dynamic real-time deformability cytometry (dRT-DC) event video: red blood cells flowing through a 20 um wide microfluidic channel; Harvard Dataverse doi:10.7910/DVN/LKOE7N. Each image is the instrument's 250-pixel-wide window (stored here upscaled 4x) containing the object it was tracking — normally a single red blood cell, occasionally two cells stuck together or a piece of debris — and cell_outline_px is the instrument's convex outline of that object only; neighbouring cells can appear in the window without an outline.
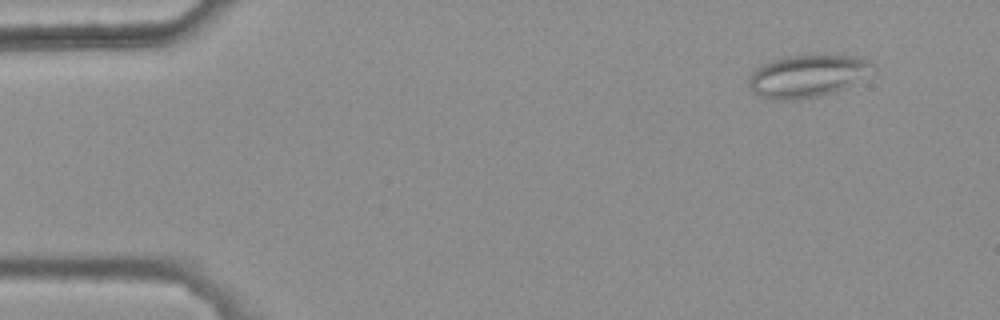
{"species": "common noctule bat (a hibernating species)", "species_latin": "Nyctalus noctula", "temperature_condition": "warm", "stored_images_in_passage": 5, "camera_frame_rate_fps": 3000, "um_per_image_px": 0.085, "animal": {"sex": "female", "body_mass_g": 25.1}, "frame": {"image": 1, "passage_image": 1, "time_ms": 0.0, "image_size_px": [1000, 320], "cell_outline_px": [[876, 72], [836, 92], [820, 96], [800, 100], [764, 100], [752, 92], [748, 84], [748, 76], [756, 68], [772, 60], [788, 56], [852, 56], [868, 60], [876, 68]], "centroid_in_image_um": [68.61, 6.5], "position_along_channel_um": 16.4, "area_um2": 31.04}}